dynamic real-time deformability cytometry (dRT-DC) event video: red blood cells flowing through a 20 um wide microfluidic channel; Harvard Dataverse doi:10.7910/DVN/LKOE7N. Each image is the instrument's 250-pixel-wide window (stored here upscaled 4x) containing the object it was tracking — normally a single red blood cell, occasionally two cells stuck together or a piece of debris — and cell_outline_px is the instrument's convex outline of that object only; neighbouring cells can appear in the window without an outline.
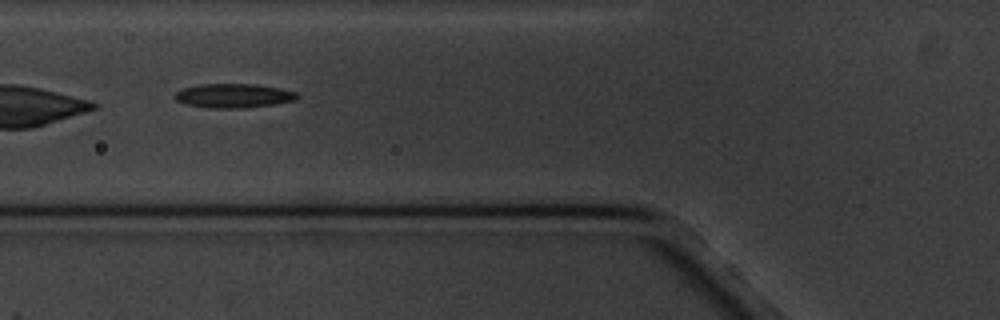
{"species": "common noctule bat (a hibernating species)", "species_latin": "Nyctalus noctula", "temperature_condition": "cold", "stored_images_in_passage": 6, "camera_frame_rate_fps": 3000, "um_per_image_px": 0.085, "animal": {"sex": "male", "body_mass_g": 20.1, "forearm_length_mm": 53.5}, "frame": {"image": 1, "passage_image": 5, "time_ms": 4.667, "image_size_px": [1000, 320], "cell_outline_px": [[300, 96], [296, 100], [276, 104], [244, 108], [212, 108], [184, 104], [176, 100], [172, 96], [176, 92], [184, 88], [200, 84], [256, 84], [280, 88], [296, 92]], "centroid_in_image_um": [19.86, 8.14], "position_along_channel_um": 105.9, "area_um2": 17.34}}
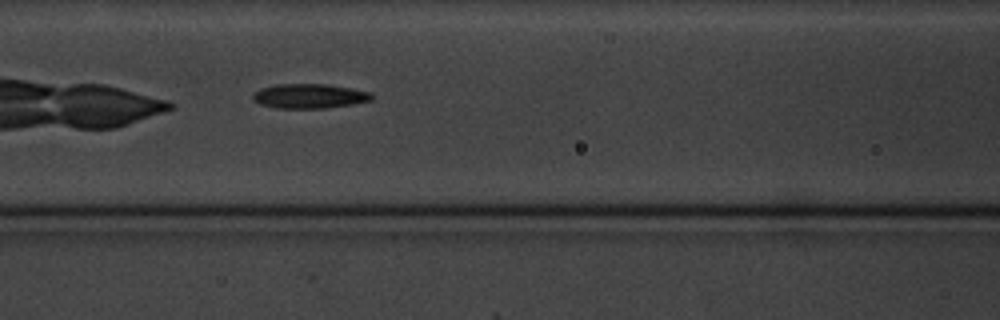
{"frame": {"image": 2, "passage_image": 6, "time_ms": 5.667, "image_size_px": [1000, 320], "cell_outline_px": [[372, 100], [352, 104], [328, 108], [276, 108], [260, 104], [252, 96], [260, 88], [276, 84], [328, 84], [372, 92]], "centroid_in_image_um": [26.32, 8.16], "position_along_channel_um": 140.3, "area_um2": 16.94}}